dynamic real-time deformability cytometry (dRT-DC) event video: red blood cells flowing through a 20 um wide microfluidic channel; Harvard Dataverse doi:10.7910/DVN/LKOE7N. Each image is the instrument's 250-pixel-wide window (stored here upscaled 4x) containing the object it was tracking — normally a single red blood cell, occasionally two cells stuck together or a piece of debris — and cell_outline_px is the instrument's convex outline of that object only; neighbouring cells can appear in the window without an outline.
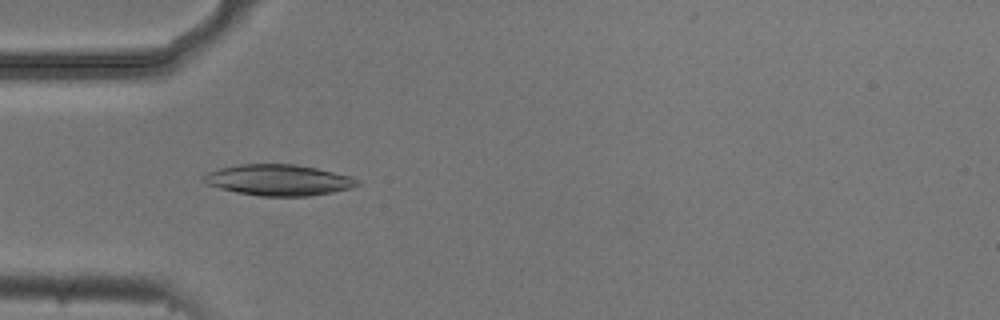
{"species": "common noctule bat (a hibernating species)", "species_latin": "Nyctalus noctula", "temperature_condition": "cold", "stored_images_in_passage": 53, "camera_frame_rate_fps": 3000, "um_per_image_px": 0.085, "animal": {"sex": "male", "body_mass_g": 20.5, "forearm_length_mm": 52.5}, "frame": {"image": 1, "passage_image": 16, "time_ms": 5.0, "image_size_px": [1000, 320], "cell_outline_px": [[360, 184], [352, 188], [332, 192], [308, 196], [260, 196], [236, 192], [220, 188], [208, 184], [200, 180], [200, 176], [208, 172], [220, 168], [240, 164], [296, 164], [316, 168], [352, 176], [360, 180]], "centroid_in_image_um": [23.68, 15.3], "position_along_channel_um": 61.3, "area_um2": 27.92}}
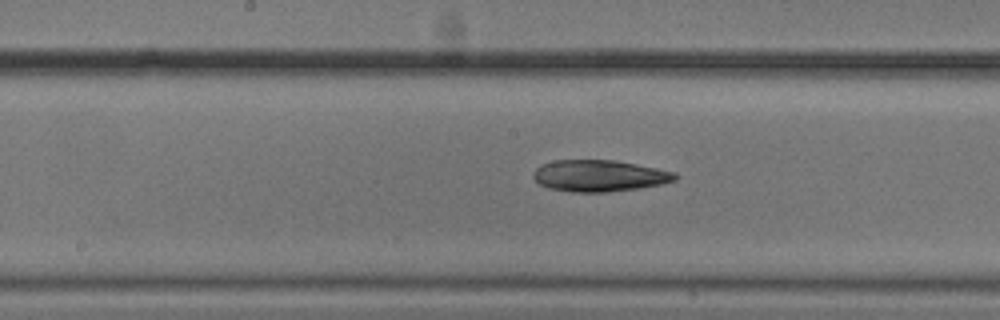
{"frame": {"image": 2, "passage_image": 27, "time_ms": 8.667, "image_size_px": [1000, 320], "cell_outline_px": [[676, 180], [660, 184], [640, 188], [608, 192], [576, 192], [548, 188], [540, 184], [532, 176], [532, 172], [540, 164], [552, 160], [612, 160], [636, 164], [676, 172]], "centroid_in_image_um": [50.9, 14.93], "position_along_channel_um": 197.3, "area_um2": 26.07}}
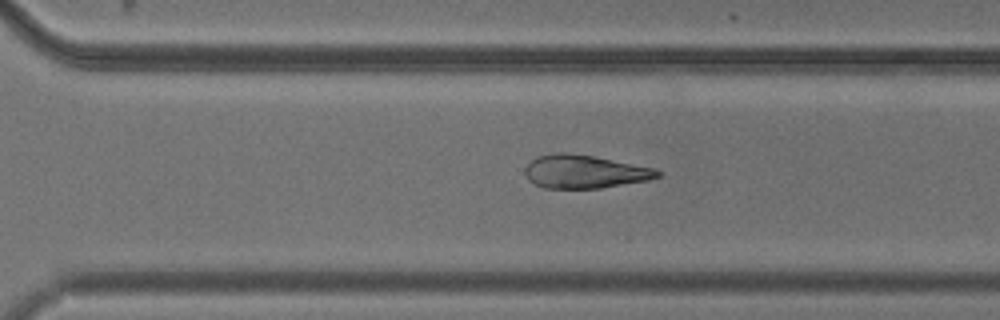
{"frame": {"image": 3, "passage_image": 37, "time_ms": 12.0, "image_size_px": [1000, 320], "cell_outline_px": [[660, 176], [648, 180], [600, 188], [544, 188], [528, 180], [524, 172], [524, 168], [536, 156], [552, 152], [564, 152], [592, 156], [652, 168], [660, 172]], "centroid_in_image_um": [49.61, 14.59], "position_along_channel_um": 321.0, "area_um2": 25.43}, "authors_computed_cell_mechanics": {"area_um2": 26.9348, "velocity_mm_per_s": 3.7333, "shape_relaxation_time_tau1_ms": 3.5741, "shape_relaxation_time_tau2_ms": null, "deformation_change_tau1": 0.1099, "deformation_change_tau2": null}}